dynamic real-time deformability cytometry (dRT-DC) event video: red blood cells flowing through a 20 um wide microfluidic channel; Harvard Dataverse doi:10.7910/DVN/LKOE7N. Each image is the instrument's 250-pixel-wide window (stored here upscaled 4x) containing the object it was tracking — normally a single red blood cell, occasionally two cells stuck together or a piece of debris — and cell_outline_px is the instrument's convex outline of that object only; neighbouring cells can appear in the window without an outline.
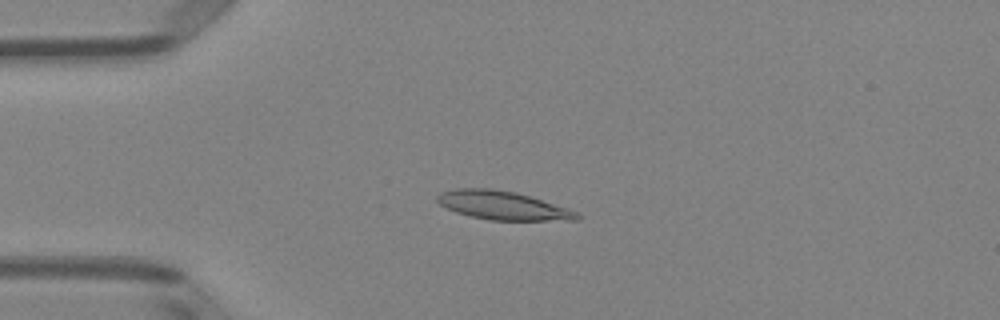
{"species": "Egyptian fruit bat (a non-hibernating species)", "species_latin": "Rousettus aegyptiacus", "temperature_condition": "room temperature", "stored_images_in_passage": 51, "camera_frame_rate_fps": 3000, "um_per_image_px": 0.085, "animal": {"sex": "female"}, "frame": {"image": 1, "passage_image": 13, "time_ms": 4.0, "image_size_px": [1000, 320], "cell_outline_px": [[580, 220], [488, 220], [456, 212], [440, 204], [436, 200], [436, 196], [440, 192], [456, 188], [492, 188], [516, 192], [568, 208], [576, 212], [580, 216]], "centroid_in_image_um": [42.71, 17.45], "position_along_channel_um": 42.3, "area_um2": 23.18}}
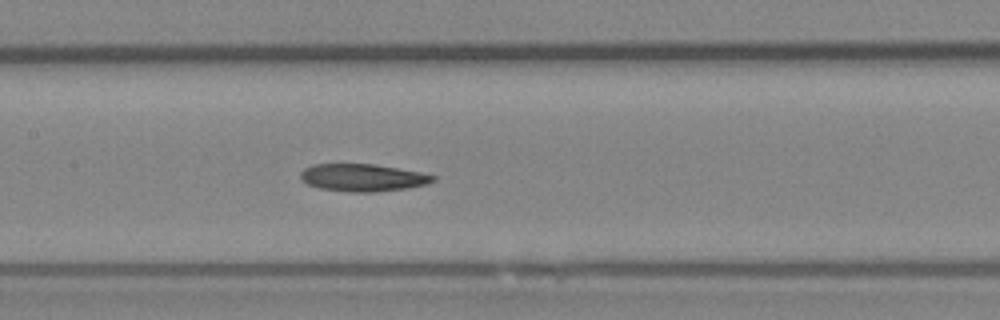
{"frame": {"image": 2, "passage_image": 25, "time_ms": 8.0, "image_size_px": [1000, 320], "cell_outline_px": [[436, 180], [428, 184], [408, 188], [372, 192], [348, 192], [320, 188], [308, 184], [300, 180], [300, 172], [304, 168], [312, 164], [376, 164], [420, 172], [436, 176]], "centroid_in_image_um": [30.83, 15.09], "position_along_channel_um": 176.6, "area_um2": 21.33}}
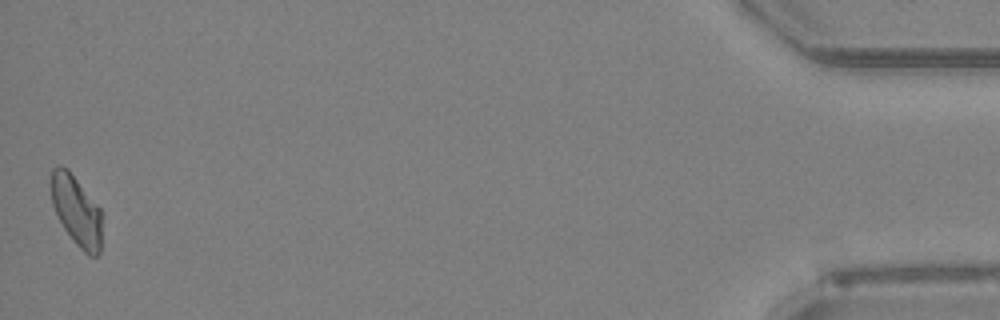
{"frame": {"image": 3, "passage_image": 51, "time_ms": 16.667, "image_size_px": [1000, 320], "cell_outline_px": [[100, 252], [96, 256], [88, 256], [72, 240], [64, 228], [52, 204], [48, 184], [52, 168], [56, 164], [60, 164], [68, 168], [100, 208]], "centroid_in_image_um": [6.43, 17.83], "position_along_channel_um": 428.8, "area_um2": 20.98}}